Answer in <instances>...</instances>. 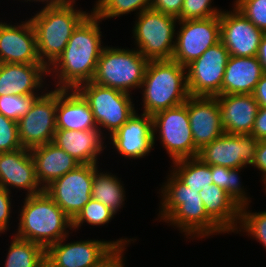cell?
Segmentation results:
<instances>
[{
    "mask_svg": "<svg viewBox=\"0 0 266 267\" xmlns=\"http://www.w3.org/2000/svg\"><path fill=\"white\" fill-rule=\"evenodd\" d=\"M101 21L91 11L73 31L63 53L48 68V74L53 73L57 79L56 89H76L92 81L104 49L99 27Z\"/></svg>",
    "mask_w": 266,
    "mask_h": 267,
    "instance_id": "obj_1",
    "label": "cell"
},
{
    "mask_svg": "<svg viewBox=\"0 0 266 267\" xmlns=\"http://www.w3.org/2000/svg\"><path fill=\"white\" fill-rule=\"evenodd\" d=\"M161 185V207L158 217L184 232L187 238H206L225 233L206 213L199 190H194L170 171ZM189 236V237H188ZM191 236V237H190Z\"/></svg>",
    "mask_w": 266,
    "mask_h": 267,
    "instance_id": "obj_2",
    "label": "cell"
},
{
    "mask_svg": "<svg viewBox=\"0 0 266 267\" xmlns=\"http://www.w3.org/2000/svg\"><path fill=\"white\" fill-rule=\"evenodd\" d=\"M24 200L14 236L37 243L45 249L68 237L69 231L66 229L72 230V220L45 191L26 196Z\"/></svg>",
    "mask_w": 266,
    "mask_h": 267,
    "instance_id": "obj_3",
    "label": "cell"
},
{
    "mask_svg": "<svg viewBox=\"0 0 266 267\" xmlns=\"http://www.w3.org/2000/svg\"><path fill=\"white\" fill-rule=\"evenodd\" d=\"M74 4L43 7L29 19L36 35L38 57L47 68L63 53L73 31L90 14L76 10Z\"/></svg>",
    "mask_w": 266,
    "mask_h": 267,
    "instance_id": "obj_4",
    "label": "cell"
},
{
    "mask_svg": "<svg viewBox=\"0 0 266 267\" xmlns=\"http://www.w3.org/2000/svg\"><path fill=\"white\" fill-rule=\"evenodd\" d=\"M141 90L147 115L185 103L190 96L186 67L172 59L149 61Z\"/></svg>",
    "mask_w": 266,
    "mask_h": 267,
    "instance_id": "obj_5",
    "label": "cell"
},
{
    "mask_svg": "<svg viewBox=\"0 0 266 267\" xmlns=\"http://www.w3.org/2000/svg\"><path fill=\"white\" fill-rule=\"evenodd\" d=\"M148 63L135 48L104 46L92 82L130 94L141 88Z\"/></svg>",
    "mask_w": 266,
    "mask_h": 267,
    "instance_id": "obj_6",
    "label": "cell"
},
{
    "mask_svg": "<svg viewBox=\"0 0 266 267\" xmlns=\"http://www.w3.org/2000/svg\"><path fill=\"white\" fill-rule=\"evenodd\" d=\"M178 18L153 9L137 15L132 30L136 48L147 60H170L175 49Z\"/></svg>",
    "mask_w": 266,
    "mask_h": 267,
    "instance_id": "obj_7",
    "label": "cell"
},
{
    "mask_svg": "<svg viewBox=\"0 0 266 267\" xmlns=\"http://www.w3.org/2000/svg\"><path fill=\"white\" fill-rule=\"evenodd\" d=\"M76 90L88 102L98 129L108 130L110 136L136 112L131 95L120 90L92 81L79 85Z\"/></svg>",
    "mask_w": 266,
    "mask_h": 267,
    "instance_id": "obj_8",
    "label": "cell"
},
{
    "mask_svg": "<svg viewBox=\"0 0 266 267\" xmlns=\"http://www.w3.org/2000/svg\"><path fill=\"white\" fill-rule=\"evenodd\" d=\"M66 237L46 249V263L50 267H99L119 248L134 240L119 238L116 241L81 240L70 243Z\"/></svg>",
    "mask_w": 266,
    "mask_h": 267,
    "instance_id": "obj_9",
    "label": "cell"
},
{
    "mask_svg": "<svg viewBox=\"0 0 266 267\" xmlns=\"http://www.w3.org/2000/svg\"><path fill=\"white\" fill-rule=\"evenodd\" d=\"M152 120L153 143L159 132V139L172 161L197 157L199 149L193 142L187 100L178 106L156 112Z\"/></svg>",
    "mask_w": 266,
    "mask_h": 267,
    "instance_id": "obj_10",
    "label": "cell"
},
{
    "mask_svg": "<svg viewBox=\"0 0 266 267\" xmlns=\"http://www.w3.org/2000/svg\"><path fill=\"white\" fill-rule=\"evenodd\" d=\"M230 54L219 41L186 66L187 87L191 96L216 97L222 94V81Z\"/></svg>",
    "mask_w": 266,
    "mask_h": 267,
    "instance_id": "obj_11",
    "label": "cell"
},
{
    "mask_svg": "<svg viewBox=\"0 0 266 267\" xmlns=\"http://www.w3.org/2000/svg\"><path fill=\"white\" fill-rule=\"evenodd\" d=\"M172 60L186 67L220 41V15L206 19L178 20Z\"/></svg>",
    "mask_w": 266,
    "mask_h": 267,
    "instance_id": "obj_12",
    "label": "cell"
},
{
    "mask_svg": "<svg viewBox=\"0 0 266 267\" xmlns=\"http://www.w3.org/2000/svg\"><path fill=\"white\" fill-rule=\"evenodd\" d=\"M58 89L44 92L28 113L18 120V137L23 148L32 149L53 141L56 128Z\"/></svg>",
    "mask_w": 266,
    "mask_h": 267,
    "instance_id": "obj_13",
    "label": "cell"
},
{
    "mask_svg": "<svg viewBox=\"0 0 266 267\" xmlns=\"http://www.w3.org/2000/svg\"><path fill=\"white\" fill-rule=\"evenodd\" d=\"M94 164H80L61 176L44 191L73 220L92 199Z\"/></svg>",
    "mask_w": 266,
    "mask_h": 267,
    "instance_id": "obj_14",
    "label": "cell"
},
{
    "mask_svg": "<svg viewBox=\"0 0 266 267\" xmlns=\"http://www.w3.org/2000/svg\"><path fill=\"white\" fill-rule=\"evenodd\" d=\"M259 140L251 134L223 133L209 144L204 145L197 157L205 164L229 168H245L254 163Z\"/></svg>",
    "mask_w": 266,
    "mask_h": 267,
    "instance_id": "obj_15",
    "label": "cell"
},
{
    "mask_svg": "<svg viewBox=\"0 0 266 267\" xmlns=\"http://www.w3.org/2000/svg\"><path fill=\"white\" fill-rule=\"evenodd\" d=\"M232 8L233 11L223 10L220 14V41L230 56H257L264 32L235 7Z\"/></svg>",
    "mask_w": 266,
    "mask_h": 267,
    "instance_id": "obj_16",
    "label": "cell"
},
{
    "mask_svg": "<svg viewBox=\"0 0 266 267\" xmlns=\"http://www.w3.org/2000/svg\"><path fill=\"white\" fill-rule=\"evenodd\" d=\"M21 23L0 22V63L43 64L37 54L36 35L30 20Z\"/></svg>",
    "mask_w": 266,
    "mask_h": 267,
    "instance_id": "obj_17",
    "label": "cell"
},
{
    "mask_svg": "<svg viewBox=\"0 0 266 267\" xmlns=\"http://www.w3.org/2000/svg\"><path fill=\"white\" fill-rule=\"evenodd\" d=\"M109 140L116 151L125 158L140 159L146 154L148 156L154 148L152 115H138V111L135 112Z\"/></svg>",
    "mask_w": 266,
    "mask_h": 267,
    "instance_id": "obj_18",
    "label": "cell"
},
{
    "mask_svg": "<svg viewBox=\"0 0 266 267\" xmlns=\"http://www.w3.org/2000/svg\"><path fill=\"white\" fill-rule=\"evenodd\" d=\"M187 110L193 142L199 150L225 133L216 97L190 95Z\"/></svg>",
    "mask_w": 266,
    "mask_h": 267,
    "instance_id": "obj_19",
    "label": "cell"
},
{
    "mask_svg": "<svg viewBox=\"0 0 266 267\" xmlns=\"http://www.w3.org/2000/svg\"><path fill=\"white\" fill-rule=\"evenodd\" d=\"M0 187L27 191L26 196L36 195L44 190L36 178L34 159L30 149L21 148L13 152L0 153Z\"/></svg>",
    "mask_w": 266,
    "mask_h": 267,
    "instance_id": "obj_20",
    "label": "cell"
},
{
    "mask_svg": "<svg viewBox=\"0 0 266 267\" xmlns=\"http://www.w3.org/2000/svg\"><path fill=\"white\" fill-rule=\"evenodd\" d=\"M227 134H251L259 104L253 94H220L216 96Z\"/></svg>",
    "mask_w": 266,
    "mask_h": 267,
    "instance_id": "obj_21",
    "label": "cell"
},
{
    "mask_svg": "<svg viewBox=\"0 0 266 267\" xmlns=\"http://www.w3.org/2000/svg\"><path fill=\"white\" fill-rule=\"evenodd\" d=\"M46 74L44 64L0 63V96L35 94L44 87Z\"/></svg>",
    "mask_w": 266,
    "mask_h": 267,
    "instance_id": "obj_22",
    "label": "cell"
},
{
    "mask_svg": "<svg viewBox=\"0 0 266 267\" xmlns=\"http://www.w3.org/2000/svg\"><path fill=\"white\" fill-rule=\"evenodd\" d=\"M103 131L90 129L56 130L53 141L57 147L63 149L81 164H98L99 155L106 148L103 142Z\"/></svg>",
    "mask_w": 266,
    "mask_h": 267,
    "instance_id": "obj_23",
    "label": "cell"
},
{
    "mask_svg": "<svg viewBox=\"0 0 266 267\" xmlns=\"http://www.w3.org/2000/svg\"><path fill=\"white\" fill-rule=\"evenodd\" d=\"M56 128L78 131L98 129L88 102L76 89H58Z\"/></svg>",
    "mask_w": 266,
    "mask_h": 267,
    "instance_id": "obj_24",
    "label": "cell"
},
{
    "mask_svg": "<svg viewBox=\"0 0 266 267\" xmlns=\"http://www.w3.org/2000/svg\"><path fill=\"white\" fill-rule=\"evenodd\" d=\"M30 152L35 163L36 178L43 190L81 164L52 142L34 147Z\"/></svg>",
    "mask_w": 266,
    "mask_h": 267,
    "instance_id": "obj_25",
    "label": "cell"
},
{
    "mask_svg": "<svg viewBox=\"0 0 266 267\" xmlns=\"http://www.w3.org/2000/svg\"><path fill=\"white\" fill-rule=\"evenodd\" d=\"M264 71L257 56H230L222 81V94H253Z\"/></svg>",
    "mask_w": 266,
    "mask_h": 267,
    "instance_id": "obj_26",
    "label": "cell"
},
{
    "mask_svg": "<svg viewBox=\"0 0 266 267\" xmlns=\"http://www.w3.org/2000/svg\"><path fill=\"white\" fill-rule=\"evenodd\" d=\"M207 215L226 233H235L240 223L241 208L228 193L215 184L199 192Z\"/></svg>",
    "mask_w": 266,
    "mask_h": 267,
    "instance_id": "obj_27",
    "label": "cell"
},
{
    "mask_svg": "<svg viewBox=\"0 0 266 267\" xmlns=\"http://www.w3.org/2000/svg\"><path fill=\"white\" fill-rule=\"evenodd\" d=\"M109 172H100L98 165L94 164V176L92 185V198L103 203L115 214L124 206V186L116 176Z\"/></svg>",
    "mask_w": 266,
    "mask_h": 267,
    "instance_id": "obj_28",
    "label": "cell"
},
{
    "mask_svg": "<svg viewBox=\"0 0 266 267\" xmlns=\"http://www.w3.org/2000/svg\"><path fill=\"white\" fill-rule=\"evenodd\" d=\"M4 267H43L46 249L41 245L13 236Z\"/></svg>",
    "mask_w": 266,
    "mask_h": 267,
    "instance_id": "obj_29",
    "label": "cell"
},
{
    "mask_svg": "<svg viewBox=\"0 0 266 267\" xmlns=\"http://www.w3.org/2000/svg\"><path fill=\"white\" fill-rule=\"evenodd\" d=\"M172 163V172L186 186L200 192L208 187V184H213L211 166L203 163L198 157L179 159Z\"/></svg>",
    "mask_w": 266,
    "mask_h": 267,
    "instance_id": "obj_30",
    "label": "cell"
},
{
    "mask_svg": "<svg viewBox=\"0 0 266 267\" xmlns=\"http://www.w3.org/2000/svg\"><path fill=\"white\" fill-rule=\"evenodd\" d=\"M243 168H229L225 166H211V176L213 184L224 189L234 202L241 208L250 203V197L241 187L239 173ZM249 199V200H248Z\"/></svg>",
    "mask_w": 266,
    "mask_h": 267,
    "instance_id": "obj_31",
    "label": "cell"
},
{
    "mask_svg": "<svg viewBox=\"0 0 266 267\" xmlns=\"http://www.w3.org/2000/svg\"><path fill=\"white\" fill-rule=\"evenodd\" d=\"M92 12L101 20L116 18L131 11L140 14L150 9L151 0H97Z\"/></svg>",
    "mask_w": 266,
    "mask_h": 267,
    "instance_id": "obj_32",
    "label": "cell"
},
{
    "mask_svg": "<svg viewBox=\"0 0 266 267\" xmlns=\"http://www.w3.org/2000/svg\"><path fill=\"white\" fill-rule=\"evenodd\" d=\"M114 215L110 208L92 198L72 220V229H78L84 222L91 226L105 225L114 218Z\"/></svg>",
    "mask_w": 266,
    "mask_h": 267,
    "instance_id": "obj_33",
    "label": "cell"
},
{
    "mask_svg": "<svg viewBox=\"0 0 266 267\" xmlns=\"http://www.w3.org/2000/svg\"><path fill=\"white\" fill-rule=\"evenodd\" d=\"M43 94L2 95L0 96V113L18 122L31 109L36 100Z\"/></svg>",
    "mask_w": 266,
    "mask_h": 267,
    "instance_id": "obj_34",
    "label": "cell"
},
{
    "mask_svg": "<svg viewBox=\"0 0 266 267\" xmlns=\"http://www.w3.org/2000/svg\"><path fill=\"white\" fill-rule=\"evenodd\" d=\"M248 205L241 207L239 231L247 232V235L255 238L266 249V211L251 212Z\"/></svg>",
    "mask_w": 266,
    "mask_h": 267,
    "instance_id": "obj_35",
    "label": "cell"
},
{
    "mask_svg": "<svg viewBox=\"0 0 266 267\" xmlns=\"http://www.w3.org/2000/svg\"><path fill=\"white\" fill-rule=\"evenodd\" d=\"M211 0H184L178 20L206 19L221 14L222 9L212 8Z\"/></svg>",
    "mask_w": 266,
    "mask_h": 267,
    "instance_id": "obj_36",
    "label": "cell"
},
{
    "mask_svg": "<svg viewBox=\"0 0 266 267\" xmlns=\"http://www.w3.org/2000/svg\"><path fill=\"white\" fill-rule=\"evenodd\" d=\"M233 5L258 29L266 32V0H235Z\"/></svg>",
    "mask_w": 266,
    "mask_h": 267,
    "instance_id": "obj_37",
    "label": "cell"
},
{
    "mask_svg": "<svg viewBox=\"0 0 266 267\" xmlns=\"http://www.w3.org/2000/svg\"><path fill=\"white\" fill-rule=\"evenodd\" d=\"M23 148L18 137L17 122L0 113V153L13 152Z\"/></svg>",
    "mask_w": 266,
    "mask_h": 267,
    "instance_id": "obj_38",
    "label": "cell"
},
{
    "mask_svg": "<svg viewBox=\"0 0 266 267\" xmlns=\"http://www.w3.org/2000/svg\"><path fill=\"white\" fill-rule=\"evenodd\" d=\"M11 192L0 187V233L7 231L10 223L11 212Z\"/></svg>",
    "mask_w": 266,
    "mask_h": 267,
    "instance_id": "obj_39",
    "label": "cell"
},
{
    "mask_svg": "<svg viewBox=\"0 0 266 267\" xmlns=\"http://www.w3.org/2000/svg\"><path fill=\"white\" fill-rule=\"evenodd\" d=\"M184 0H151L150 9L164 14L175 16L180 15Z\"/></svg>",
    "mask_w": 266,
    "mask_h": 267,
    "instance_id": "obj_40",
    "label": "cell"
},
{
    "mask_svg": "<svg viewBox=\"0 0 266 267\" xmlns=\"http://www.w3.org/2000/svg\"><path fill=\"white\" fill-rule=\"evenodd\" d=\"M252 166H254V168L256 167L259 171H261L263 176L262 181L264 182L266 187V140H259L256 148L254 163L252 164Z\"/></svg>",
    "mask_w": 266,
    "mask_h": 267,
    "instance_id": "obj_41",
    "label": "cell"
},
{
    "mask_svg": "<svg viewBox=\"0 0 266 267\" xmlns=\"http://www.w3.org/2000/svg\"><path fill=\"white\" fill-rule=\"evenodd\" d=\"M251 135L257 140H266V108L259 107Z\"/></svg>",
    "mask_w": 266,
    "mask_h": 267,
    "instance_id": "obj_42",
    "label": "cell"
},
{
    "mask_svg": "<svg viewBox=\"0 0 266 267\" xmlns=\"http://www.w3.org/2000/svg\"><path fill=\"white\" fill-rule=\"evenodd\" d=\"M259 107L266 108V73L260 78L253 93Z\"/></svg>",
    "mask_w": 266,
    "mask_h": 267,
    "instance_id": "obj_43",
    "label": "cell"
},
{
    "mask_svg": "<svg viewBox=\"0 0 266 267\" xmlns=\"http://www.w3.org/2000/svg\"><path fill=\"white\" fill-rule=\"evenodd\" d=\"M125 249L119 248L107 261H105L99 267H124V252Z\"/></svg>",
    "mask_w": 266,
    "mask_h": 267,
    "instance_id": "obj_44",
    "label": "cell"
},
{
    "mask_svg": "<svg viewBox=\"0 0 266 267\" xmlns=\"http://www.w3.org/2000/svg\"><path fill=\"white\" fill-rule=\"evenodd\" d=\"M257 58L262 65L264 73H266V32L263 33L257 53Z\"/></svg>",
    "mask_w": 266,
    "mask_h": 267,
    "instance_id": "obj_45",
    "label": "cell"
},
{
    "mask_svg": "<svg viewBox=\"0 0 266 267\" xmlns=\"http://www.w3.org/2000/svg\"><path fill=\"white\" fill-rule=\"evenodd\" d=\"M33 1L46 3L44 8L62 7L70 3L69 0H32V2Z\"/></svg>",
    "mask_w": 266,
    "mask_h": 267,
    "instance_id": "obj_46",
    "label": "cell"
},
{
    "mask_svg": "<svg viewBox=\"0 0 266 267\" xmlns=\"http://www.w3.org/2000/svg\"><path fill=\"white\" fill-rule=\"evenodd\" d=\"M43 267H50L47 263Z\"/></svg>",
    "mask_w": 266,
    "mask_h": 267,
    "instance_id": "obj_47",
    "label": "cell"
}]
</instances>
